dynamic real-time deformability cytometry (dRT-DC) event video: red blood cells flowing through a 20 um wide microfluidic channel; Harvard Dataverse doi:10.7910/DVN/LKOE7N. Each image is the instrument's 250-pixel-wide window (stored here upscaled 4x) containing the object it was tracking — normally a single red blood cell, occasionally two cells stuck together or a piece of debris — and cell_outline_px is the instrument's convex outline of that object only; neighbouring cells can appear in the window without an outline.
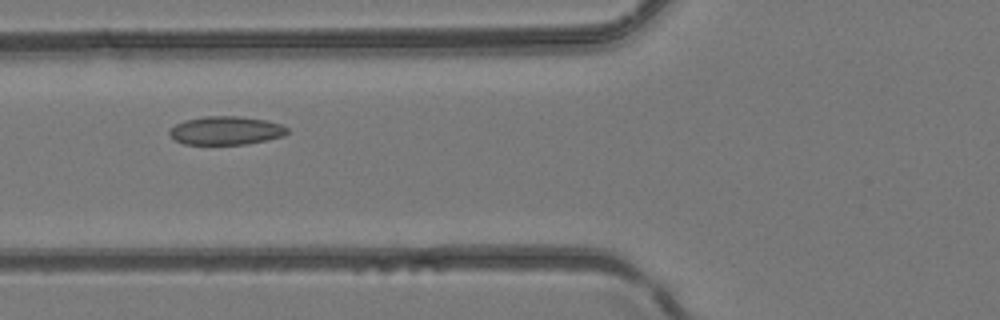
{"species": "common noctule bat (a hibernating species)", "species_latin": "Nyctalus noctula", "temperature_condition": "room temperature", "stored_images_in_passage": 4, "camera_frame_rate_fps": 3000, "um_per_image_px": 0.085, "animal": {"sex": "female", "body_mass_g": 24.6, "forearm_length_mm": 56.2}, "frame": {"image": 1, "passage_image": 4, "time_ms": 1.0, "image_size_px": [1000, 320], "cell_outline_px": [[288, 132], [284, 136], [268, 140], [244, 144], [184, 144], [176, 140], [168, 132], [176, 124], [184, 120], [204, 116], [240, 116], [268, 120], [280, 124], [288, 128]], "centroid_in_image_um": [19.24, 11.09], "position_along_channel_um": 106.6, "area_um2": 19.54}}